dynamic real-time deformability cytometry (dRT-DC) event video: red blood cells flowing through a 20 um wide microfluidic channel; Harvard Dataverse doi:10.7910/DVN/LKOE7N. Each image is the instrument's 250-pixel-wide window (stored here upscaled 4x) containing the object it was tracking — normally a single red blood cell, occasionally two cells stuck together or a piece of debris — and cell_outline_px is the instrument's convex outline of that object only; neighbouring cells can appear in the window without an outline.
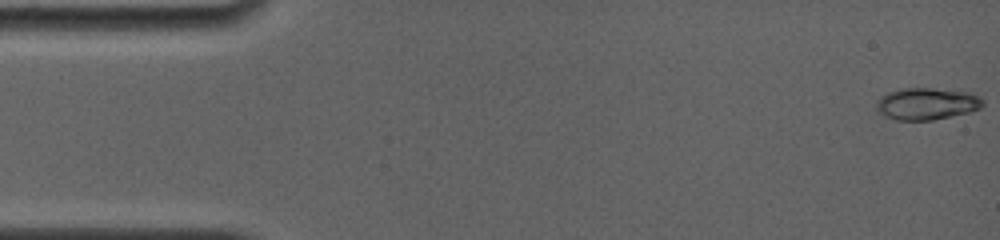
{"species": "common noctule bat (a hibernating species)", "species_latin": "Nyctalus noctula", "temperature_condition": "room temperature", "stored_images_in_passage": 65, "camera_frame_rate_fps": 4000, "um_per_image_px": 0.085, "animal": {"sex": "female", "body_mass_g": 19.0, "forearm_length_mm": 56.7}, "frame": {"image": 1, "passage_image": 1, "time_ms": 0.0, "image_size_px": [1000, 240], "cell_outline_px": [[980, 104], [976, 108], [964, 112], [948, 116], [928, 120], [900, 120], [888, 116], [880, 108], [880, 100], [884, 96], [892, 92], [912, 88], [924, 88], [956, 92], [976, 96], [980, 100]], "centroid_in_image_um": [78.74, 8.83], "position_along_channel_um": 6.3, "area_um2": 17.69}}
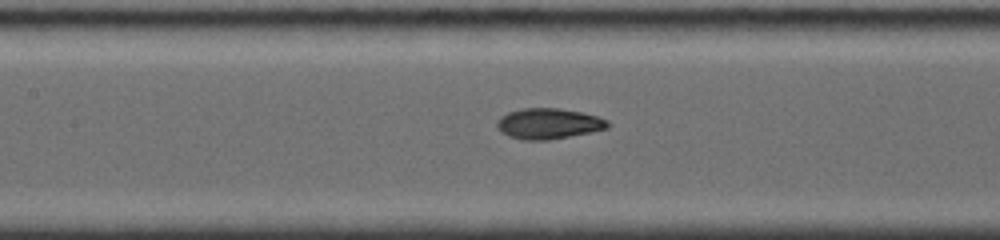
{"frame": {"image": 2, "passage_image": 30, "time_ms": 7.25, "image_size_px": [1000, 240], "cell_outline_px": [[612, 124], [608, 128], [548, 140], [524, 140], [508, 136], [500, 132], [496, 128], [496, 120], [500, 116], [508, 112], [520, 108], [560, 108], [580, 112], [596, 116], [608, 120]], "centroid_in_image_um": [46.57, 10.5], "position_along_channel_um": 160.8, "area_um2": 19.88}}
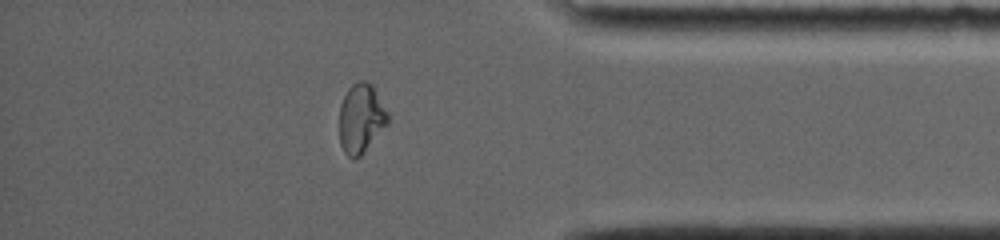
{"frame": {"image": 3, "passage_image": 56, "time_ms": 13.75, "image_size_px": [1000, 240], "cell_outline_px": [[388, 124], [360, 156], [352, 160], [344, 152], [340, 144], [340, 104], [348, 88], [352, 84], [360, 80], [364, 80], [372, 84], [388, 112]], "centroid_in_image_um": [30.69, 10.06], "position_along_channel_um": 404.5, "area_um2": 19.59}, "authors_computed_cell_mechanics": {"area_um2": 19.363, "velocity_mm_per_s": 3.9083, "shape_relaxation_time_tau1_ms": null, "shape_relaxation_time_tau2_ms": 1.0038, "deformation_change_tau1": null, "deformation_change_tau2": 0.0372}}